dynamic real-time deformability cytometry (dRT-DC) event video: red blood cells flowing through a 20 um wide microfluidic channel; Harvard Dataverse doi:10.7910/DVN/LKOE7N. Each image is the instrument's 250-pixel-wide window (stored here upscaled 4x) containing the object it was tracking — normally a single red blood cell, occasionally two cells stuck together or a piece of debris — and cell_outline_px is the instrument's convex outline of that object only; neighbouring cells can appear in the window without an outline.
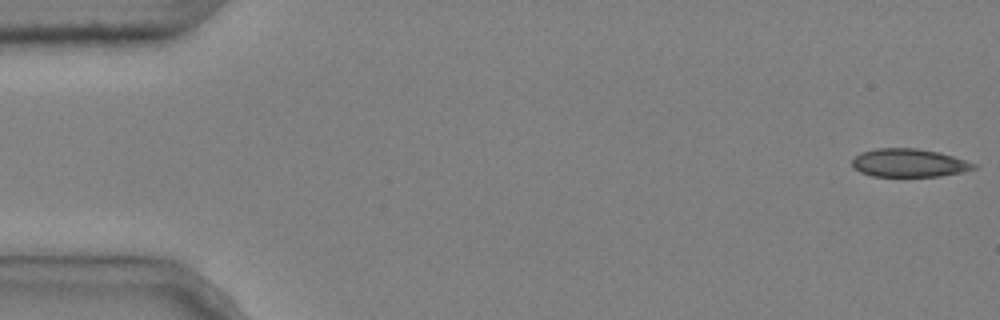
{"species": "common noctule bat (a hibernating species)", "species_latin": "Nyctalus noctula", "temperature_condition": "cold", "stored_images_in_passage": 5, "camera_frame_rate_fps": 3000, "um_per_image_px": 0.085, "animal": {"sex": "male", "body_mass_g": 20.4}, "frame": {"image": 1, "passage_image": 1, "time_ms": 0.0, "image_size_px": [1000, 320], "cell_outline_px": [[980, 168], [964, 172], [940, 176], [872, 176], [860, 172], [852, 168], [852, 160], [860, 152], [876, 148], [916, 148], [940, 152], [976, 164]], "centroid_in_image_um": [77.27, 13.85], "position_along_channel_um": 7.7, "area_um2": 20.17}}
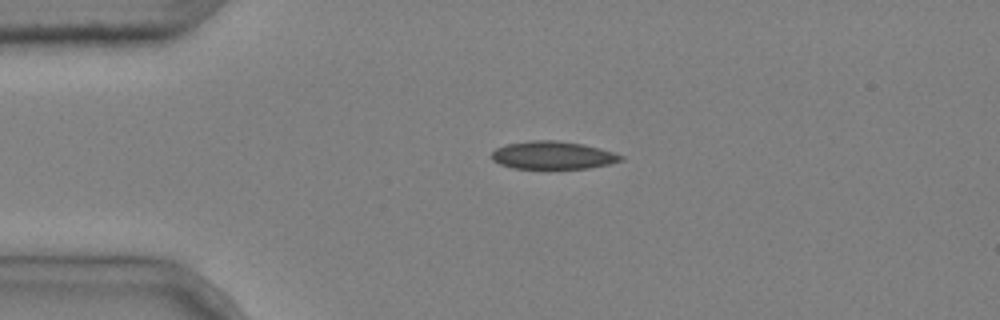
{"frame": {"image": 2, "passage_image": 4, "time_ms": 1.0, "image_size_px": [1000, 320], "cell_outline_px": [[624, 160], [608, 164], [588, 168], [512, 168], [500, 164], [492, 160], [492, 152], [496, 148], [504, 144], [532, 140], [556, 140], [584, 144], [600, 148], [624, 156]], "centroid_in_image_um": [46.98, 13.18], "position_along_channel_um": 38.0, "area_um2": 20.98}}